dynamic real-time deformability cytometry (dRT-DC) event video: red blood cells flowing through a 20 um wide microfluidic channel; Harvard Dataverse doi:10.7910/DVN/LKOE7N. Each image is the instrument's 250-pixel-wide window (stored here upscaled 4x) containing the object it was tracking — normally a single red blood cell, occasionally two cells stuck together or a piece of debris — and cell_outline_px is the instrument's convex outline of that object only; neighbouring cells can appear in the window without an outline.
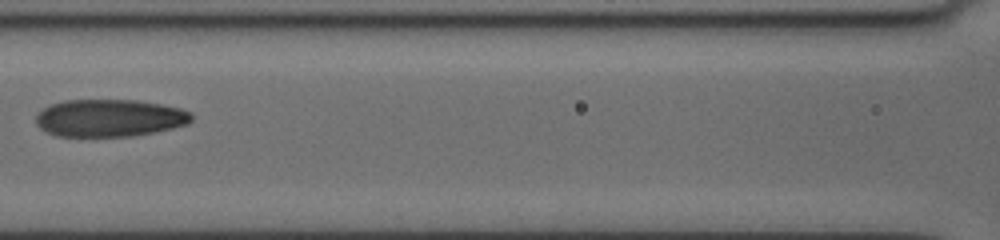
{"species": "human", "species_latin": "Homo sapiens", "temperature_condition": "cold", "stored_images_in_passage": 14, "camera_frame_rate_fps": 3000, "um_per_image_px": 0.085, "donor": {"sex": "female"}, "frame": {"image": 1, "passage_image": 10, "time_ms": 9.0, "image_size_px": [1000, 240], "cell_outline_px": [[192, 120], [188, 124], [172, 128], [132, 136], [56, 136], [40, 128], [36, 124], [36, 116], [44, 108], [52, 104], [64, 100], [136, 100], [160, 104], [180, 108], [192, 112]], "centroid_in_image_um": [9.32, 10.03], "position_along_channel_um": 157.3, "area_um2": 33.81}}
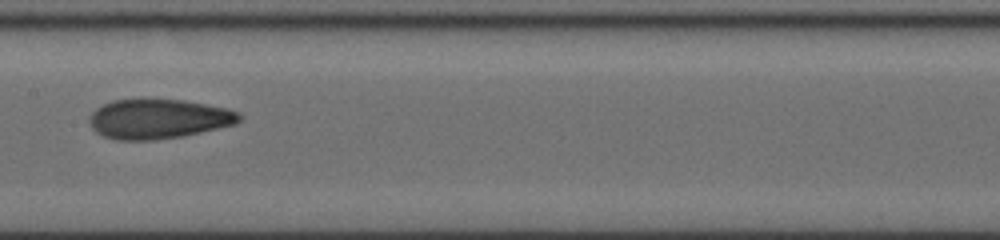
{"frame": {"image": 2, "passage_image": 11, "time_ms": 10.0, "image_size_px": [1000, 240], "cell_outline_px": [[244, 116], [236, 124], [200, 132], [180, 136], [152, 140], [116, 140], [104, 136], [96, 132], [92, 128], [88, 120], [92, 112], [96, 108], [112, 100], [144, 96], [184, 100], [228, 108], [240, 112]], "centroid_in_image_um": [13.46, 10.06], "position_along_channel_um": 193.9, "area_um2": 35.55}}
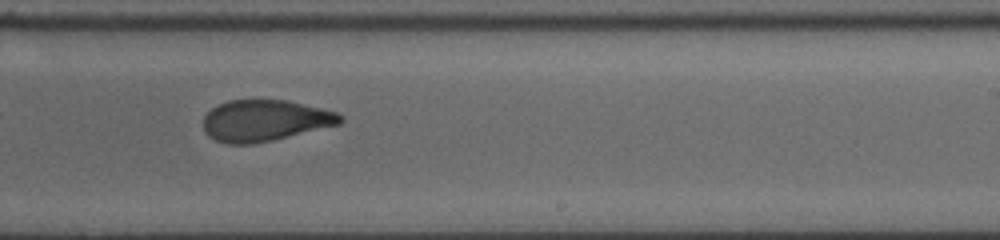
{"frame": {"image": 3, "passage_image": 13, "time_ms": 12.0, "image_size_px": [1000, 240], "cell_outline_px": [[344, 120], [340, 124], [272, 140], [252, 144], [228, 144], [216, 140], [208, 136], [204, 128], [204, 116], [212, 108], [228, 100], [288, 100], [336, 112], [344, 116]], "centroid_in_image_um": [22.52, 10.24], "position_along_channel_um": 266.5, "area_um2": 32.77}}